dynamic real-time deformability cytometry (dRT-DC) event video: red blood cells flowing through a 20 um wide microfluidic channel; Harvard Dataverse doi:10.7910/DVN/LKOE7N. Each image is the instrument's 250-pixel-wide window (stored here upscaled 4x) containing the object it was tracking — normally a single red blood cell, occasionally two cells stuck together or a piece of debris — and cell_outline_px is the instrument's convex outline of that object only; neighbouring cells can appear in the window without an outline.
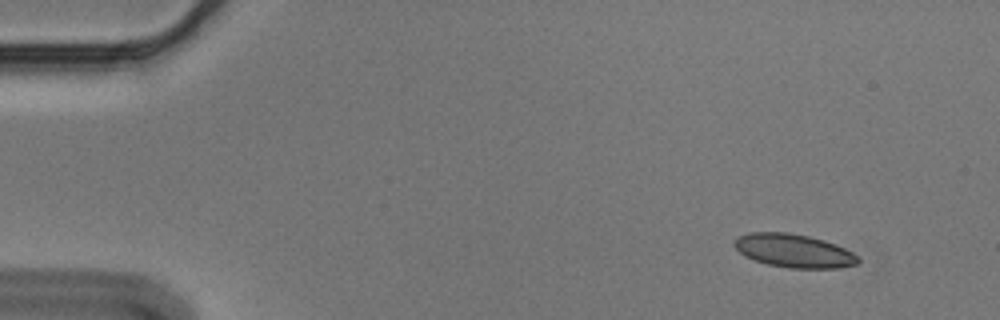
{"species": "Egyptian fruit bat (a non-hibernating species)", "species_latin": "Rousettus aegyptiacus", "temperature_condition": "cold", "stored_images_in_passage": 4, "camera_frame_rate_fps": 3000, "um_per_image_px": 0.085, "animal": {"sex": "male"}, "frame": {"image": 1, "passage_image": 1, "time_ms": 0.0, "image_size_px": [1000, 320], "cell_outline_px": [[860, 260], [856, 264], [836, 268], [788, 268], [768, 264], [744, 256], [732, 244], [740, 236], [748, 232], [788, 232], [808, 236], [824, 240], [836, 244], [860, 256]], "centroid_in_image_um": [67.49, 21.31], "position_along_channel_um": 17.5, "area_um2": 24.04}}
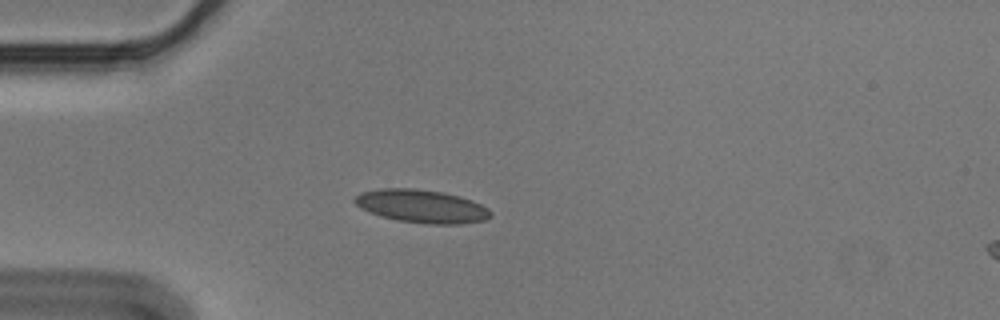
{"frame": {"image": 2, "passage_image": 4, "time_ms": 1.0, "image_size_px": [1000, 320], "cell_outline_px": [[492, 216], [484, 220], [460, 224], [428, 224], [396, 220], [380, 216], [360, 208], [352, 200], [360, 192], [380, 188], [416, 188], [444, 192], [460, 196], [472, 200], [488, 208], [492, 212]], "centroid_in_image_um": [35.83, 17.52], "position_along_channel_um": 49.2, "area_um2": 26.47}}